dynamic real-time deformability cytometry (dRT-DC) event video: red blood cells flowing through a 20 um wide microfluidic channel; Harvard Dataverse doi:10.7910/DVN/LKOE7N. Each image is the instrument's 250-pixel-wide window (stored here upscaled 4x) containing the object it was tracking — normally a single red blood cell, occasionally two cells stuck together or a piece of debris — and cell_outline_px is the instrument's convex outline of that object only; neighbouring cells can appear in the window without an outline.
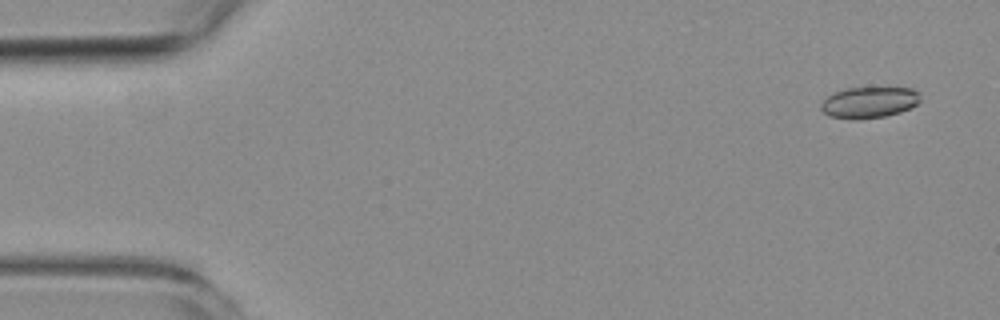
{"species": "common noctule bat (a hibernating species)", "species_latin": "Nyctalus noctula", "temperature_condition": "room temperature", "stored_images_in_passage": 4, "camera_frame_rate_fps": 3000, "um_per_image_px": 0.085, "animal": {"sex": "female", "body_mass_g": 19.3, "forearm_length_mm": 54.1}, "frame": {"image": 1, "passage_image": 1, "time_ms": 0.0, "image_size_px": [1000, 320], "cell_outline_px": [[920, 100], [916, 104], [900, 112], [884, 116], [860, 120], [852, 120], [828, 116], [820, 108], [820, 104], [828, 96], [836, 92], [848, 88], [912, 88], [916, 92]], "centroid_in_image_um": [73.82, 8.72], "position_along_channel_um": 11.2, "area_um2": 17.86}}
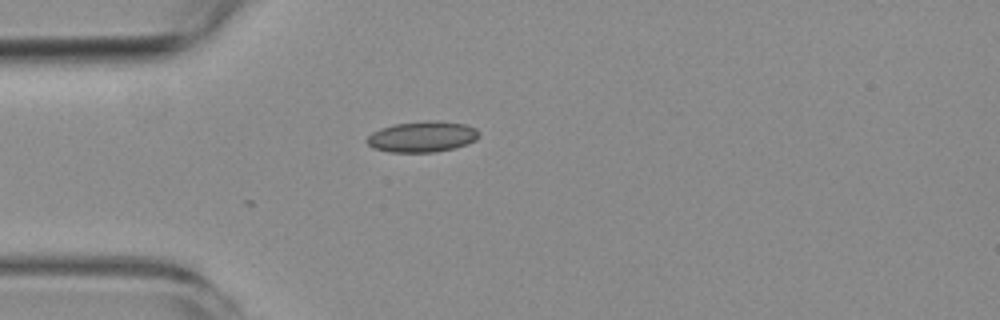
{"frame": {"image": 2, "passage_image": 4, "time_ms": 4.0, "image_size_px": [1000, 320], "cell_outline_px": [[480, 132], [476, 140], [452, 148], [432, 152], [388, 152], [372, 148], [364, 140], [372, 132], [380, 128], [396, 124], [432, 120], [436, 120], [464, 124], [476, 128]], "centroid_in_image_um": [35.85, 11.62], "position_along_channel_um": 49.1, "area_um2": 20.06}}